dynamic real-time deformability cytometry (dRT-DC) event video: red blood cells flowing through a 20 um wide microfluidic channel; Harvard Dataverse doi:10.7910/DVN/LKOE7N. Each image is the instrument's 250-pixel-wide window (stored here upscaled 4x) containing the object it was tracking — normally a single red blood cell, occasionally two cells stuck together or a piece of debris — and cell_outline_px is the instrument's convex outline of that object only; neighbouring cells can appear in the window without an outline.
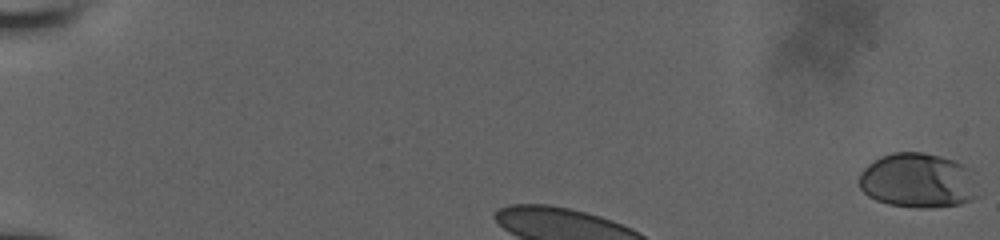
{"species": "human", "species_latin": "Homo sapiens", "temperature_condition": "room temperature", "stored_images_in_passage": 35, "camera_frame_rate_fps": 3000, "um_per_image_px": 0.085, "donor": {"sex": "male"}, "frame": {"image": 1, "passage_image": 1, "time_ms": 0.0, "image_size_px": [1000, 240], "cell_outline_px": [[984, 192], [980, 196], [972, 200], [960, 204], [928, 208], [916, 208], [888, 204], [876, 200], [868, 196], [860, 188], [860, 172], [868, 164], [880, 156], [892, 152], [924, 152], [940, 156], [964, 164]], "centroid_in_image_um": [78.08, 15.36], "position_along_channel_um": 6.9, "area_um2": 38.61}}
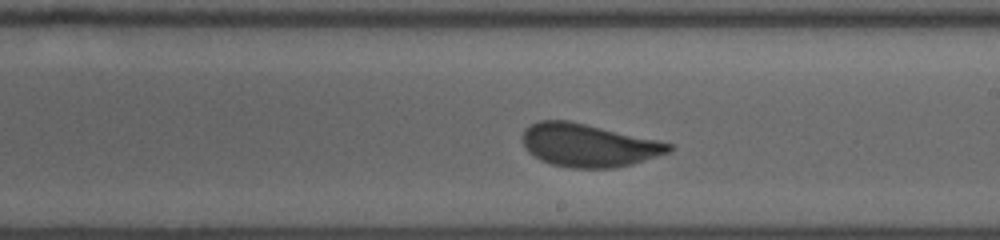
{"frame": {"image": 2, "passage_image": 22, "time_ms": 7.0, "image_size_px": [1000, 240], "cell_outline_px": [[672, 148], [668, 152], [632, 164], [612, 168], [568, 168], [552, 164], [540, 160], [528, 152], [520, 136], [524, 128], [540, 120], [568, 120], [656, 140], [672, 144]], "centroid_in_image_um": [49.94, 12.35], "position_along_channel_um": 239.1, "area_um2": 36.41}}
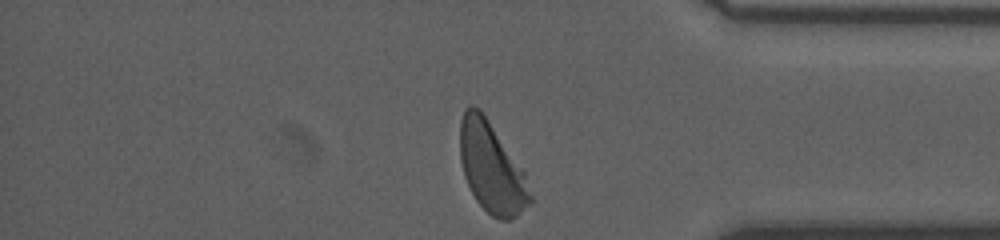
{"frame": {"image": 3, "passage_image": 35, "time_ms": 11.333, "image_size_px": [1000, 240], "cell_outline_px": [[532, 200], [516, 216], [508, 220], [500, 220], [492, 216], [476, 200], [464, 176], [460, 160], [460, 120], [464, 108], [468, 104], [472, 104], [480, 108], [524, 172], [532, 196]], "centroid_in_image_um": [41.75, 14.22], "position_along_channel_um": 393.5, "area_um2": 36.53}, "authors_computed_cell_mechanics": {"area_um2": 37.1076, "velocity_mm_per_s": 3.8894, "shape_relaxation_time_tau1_ms": 3.571, "shape_relaxation_time_tau2_ms": null, "deformation_change_tau1": 0.1296, "deformation_change_tau2": null}}